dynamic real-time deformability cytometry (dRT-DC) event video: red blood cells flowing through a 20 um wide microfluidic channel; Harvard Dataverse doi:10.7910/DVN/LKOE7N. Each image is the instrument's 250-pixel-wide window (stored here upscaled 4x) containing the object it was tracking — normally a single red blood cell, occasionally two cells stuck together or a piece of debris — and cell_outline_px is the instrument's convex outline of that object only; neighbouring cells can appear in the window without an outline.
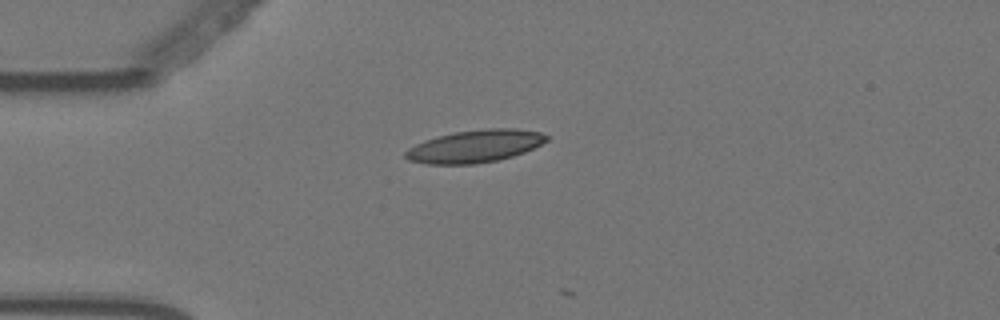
{"species": "Egyptian fruit bat (a non-hibernating species)", "species_latin": "Rousettus aegyptiacus", "temperature_condition": "warm", "stored_images_in_passage": 1, "camera_frame_rate_fps": 3000, "um_per_image_px": 0.085, "animal": {"sex": "female"}, "frame": {"image": 1, "passage_image": 1, "time_ms": 0.0, "image_size_px": [1000, 320], "cell_outline_px": [[540, 140], [536, 144], [528, 148], [504, 156], [484, 160], [436, 160], [476, 132], [520, 132]], "centroid_in_image_um": [41.63, 12.41], "position_along_channel_um": 43.4, "area_um2": 13.41}}